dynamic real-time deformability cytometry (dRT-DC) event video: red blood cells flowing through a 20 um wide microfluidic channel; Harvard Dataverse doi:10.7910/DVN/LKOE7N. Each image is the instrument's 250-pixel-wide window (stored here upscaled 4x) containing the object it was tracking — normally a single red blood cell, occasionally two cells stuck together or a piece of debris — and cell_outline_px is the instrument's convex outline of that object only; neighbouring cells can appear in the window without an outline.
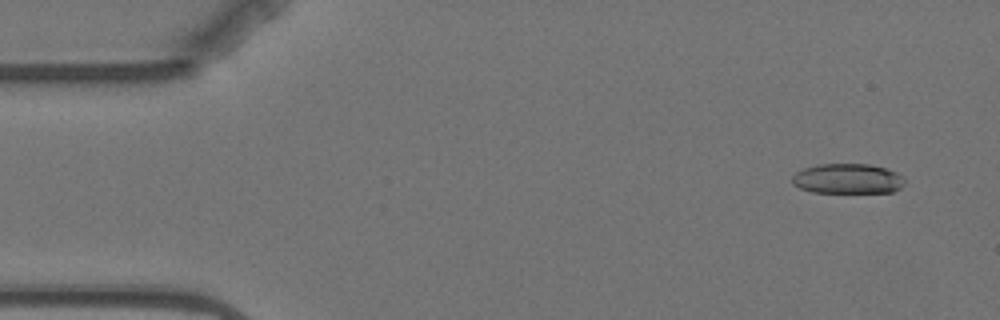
{"species": "Egyptian fruit bat (a non-hibernating species)", "species_latin": "Rousettus aegyptiacus", "temperature_condition": "warm", "stored_images_in_passage": 5, "camera_frame_rate_fps": 3000, "um_per_image_px": 0.085, "animal": {"sex": "female"}, "frame": {"image": 1, "passage_image": 2, "time_ms": 1.0, "image_size_px": [1000, 320], "cell_outline_px": [[904, 184], [900, 188], [892, 192], [812, 192], [800, 188], [792, 184], [792, 176], [796, 172], [804, 168], [816, 164], [868, 164], [884, 168], [896, 172], [904, 180]], "centroid_in_image_um": [72.01, 15.19], "position_along_channel_um": 13.0, "area_um2": 19.59}}
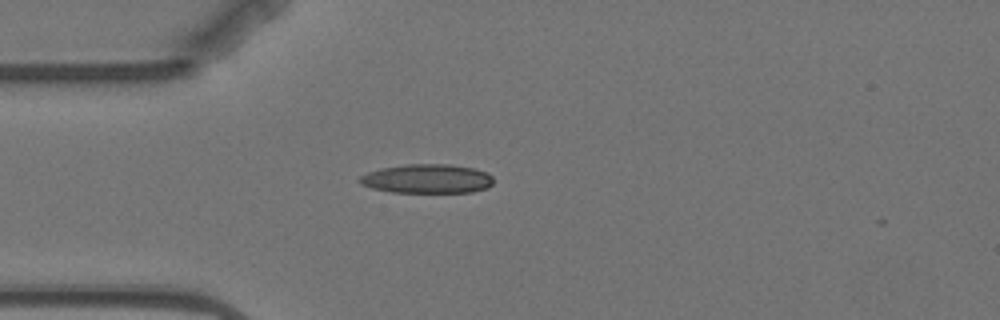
{"frame": {"image": 2, "passage_image": 5, "time_ms": 4.667, "image_size_px": [1000, 320], "cell_outline_px": [[492, 184], [488, 188], [472, 192], [392, 192], [372, 188], [360, 184], [356, 180], [360, 176], [368, 172], [380, 168], [404, 164], [448, 164], [472, 168], [488, 172], [492, 176]], "centroid_in_image_um": [36.28, 15.19], "position_along_channel_um": 48.7, "area_um2": 22.83}}